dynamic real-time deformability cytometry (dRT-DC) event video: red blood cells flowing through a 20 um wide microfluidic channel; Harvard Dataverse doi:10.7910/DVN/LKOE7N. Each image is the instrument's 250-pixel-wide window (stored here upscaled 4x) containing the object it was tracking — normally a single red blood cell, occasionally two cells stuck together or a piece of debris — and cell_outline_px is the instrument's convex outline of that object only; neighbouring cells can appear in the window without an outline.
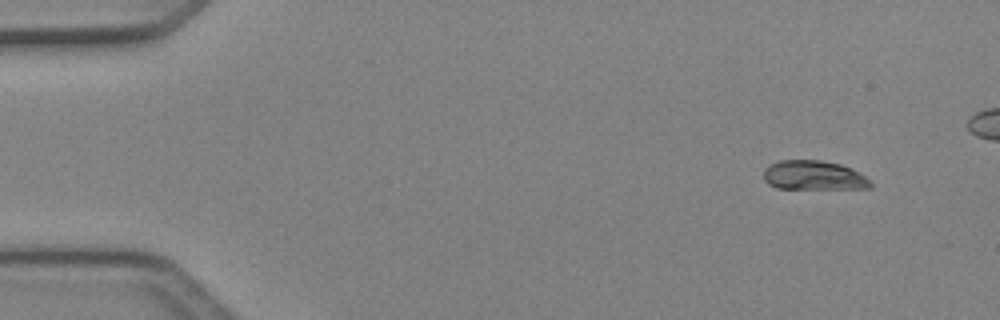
{"species": "Egyptian fruit bat (a non-hibernating species)", "species_latin": "Rousettus aegyptiacus", "temperature_condition": "cold", "stored_images_in_passage": 6, "camera_frame_rate_fps": 3000, "um_per_image_px": 0.085, "animal": {"sex": "female"}, "frame": {"image": 1, "passage_image": 1, "time_ms": 0.0, "image_size_px": [1000, 320], "cell_outline_px": [[872, 188], [776, 188], [768, 184], [764, 180], [764, 168], [780, 160], [820, 160], [840, 164], [864, 176], [872, 184]], "centroid_in_image_um": [69.11, 14.91], "position_along_channel_um": 15.9, "area_um2": 17.92}}
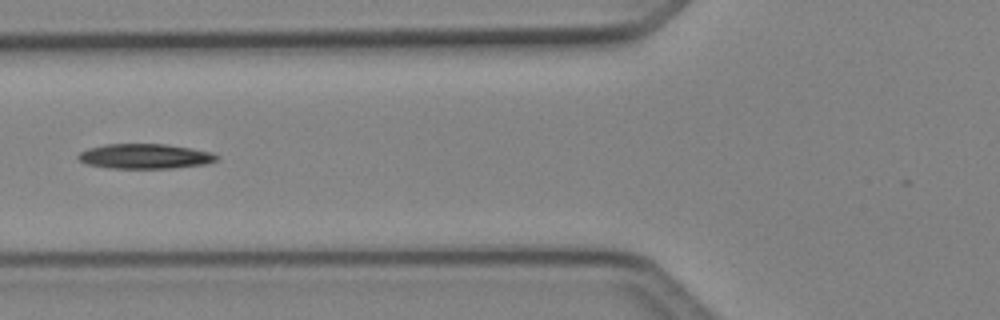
{"frame": {"image": 2, "passage_image": 5, "time_ms": 1.333, "image_size_px": [1000, 320], "cell_outline_px": [[220, 156], [216, 160], [208, 164], [172, 168], [108, 168], [88, 164], [80, 160], [76, 156], [80, 152], [88, 148], [104, 144], [164, 144], [192, 148], [212, 152]], "centroid_in_image_um": [12.35, 13.28], "position_along_channel_um": 113.5, "area_um2": 20.17}}
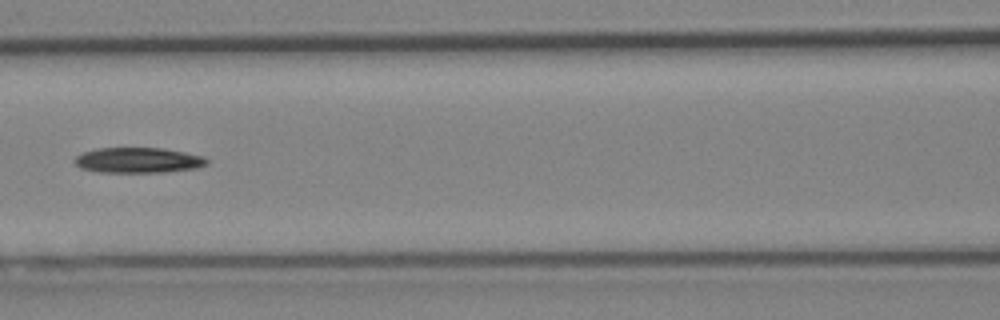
{"frame": {"image": 3, "passage_image": 6, "time_ms": 1.667, "image_size_px": [1000, 320], "cell_outline_px": [[208, 164], [200, 168], [168, 172], [96, 172], [80, 168], [72, 160], [76, 156], [84, 152], [96, 148], [160, 148], [184, 152], [204, 156], [208, 160]], "centroid_in_image_um": [11.76, 13.63], "position_along_channel_um": 154.8, "area_um2": 19.77}}